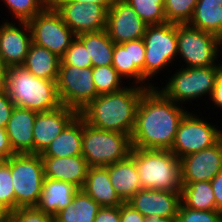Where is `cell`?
I'll return each mask as SVG.
<instances>
[{
    "label": "cell",
    "mask_w": 222,
    "mask_h": 222,
    "mask_svg": "<svg viewBox=\"0 0 222 222\" xmlns=\"http://www.w3.org/2000/svg\"><path fill=\"white\" fill-rule=\"evenodd\" d=\"M57 1H73V2L90 3V4L93 2L99 5H103L108 10L115 0H57Z\"/></svg>",
    "instance_id": "cell-45"
},
{
    "label": "cell",
    "mask_w": 222,
    "mask_h": 222,
    "mask_svg": "<svg viewBox=\"0 0 222 222\" xmlns=\"http://www.w3.org/2000/svg\"><path fill=\"white\" fill-rule=\"evenodd\" d=\"M11 175L15 193V210L36 206L44 183L40 154L25 153L11 156Z\"/></svg>",
    "instance_id": "cell-6"
},
{
    "label": "cell",
    "mask_w": 222,
    "mask_h": 222,
    "mask_svg": "<svg viewBox=\"0 0 222 222\" xmlns=\"http://www.w3.org/2000/svg\"><path fill=\"white\" fill-rule=\"evenodd\" d=\"M7 67L0 60V93L6 91Z\"/></svg>",
    "instance_id": "cell-46"
},
{
    "label": "cell",
    "mask_w": 222,
    "mask_h": 222,
    "mask_svg": "<svg viewBox=\"0 0 222 222\" xmlns=\"http://www.w3.org/2000/svg\"><path fill=\"white\" fill-rule=\"evenodd\" d=\"M4 3L19 22H28L48 6L44 0H4Z\"/></svg>",
    "instance_id": "cell-34"
},
{
    "label": "cell",
    "mask_w": 222,
    "mask_h": 222,
    "mask_svg": "<svg viewBox=\"0 0 222 222\" xmlns=\"http://www.w3.org/2000/svg\"><path fill=\"white\" fill-rule=\"evenodd\" d=\"M60 57L44 47L30 44L25 62L22 65L35 77L57 80L59 76Z\"/></svg>",
    "instance_id": "cell-26"
},
{
    "label": "cell",
    "mask_w": 222,
    "mask_h": 222,
    "mask_svg": "<svg viewBox=\"0 0 222 222\" xmlns=\"http://www.w3.org/2000/svg\"><path fill=\"white\" fill-rule=\"evenodd\" d=\"M188 24L217 36L222 26V0H198Z\"/></svg>",
    "instance_id": "cell-29"
},
{
    "label": "cell",
    "mask_w": 222,
    "mask_h": 222,
    "mask_svg": "<svg viewBox=\"0 0 222 222\" xmlns=\"http://www.w3.org/2000/svg\"><path fill=\"white\" fill-rule=\"evenodd\" d=\"M78 114L76 109L64 105L37 112L33 125V153L41 154Z\"/></svg>",
    "instance_id": "cell-16"
},
{
    "label": "cell",
    "mask_w": 222,
    "mask_h": 222,
    "mask_svg": "<svg viewBox=\"0 0 222 222\" xmlns=\"http://www.w3.org/2000/svg\"><path fill=\"white\" fill-rule=\"evenodd\" d=\"M48 5H53L57 0H44Z\"/></svg>",
    "instance_id": "cell-50"
},
{
    "label": "cell",
    "mask_w": 222,
    "mask_h": 222,
    "mask_svg": "<svg viewBox=\"0 0 222 222\" xmlns=\"http://www.w3.org/2000/svg\"><path fill=\"white\" fill-rule=\"evenodd\" d=\"M76 37L87 49L92 61V67L112 65L115 43L110 39L105 29L82 33Z\"/></svg>",
    "instance_id": "cell-27"
},
{
    "label": "cell",
    "mask_w": 222,
    "mask_h": 222,
    "mask_svg": "<svg viewBox=\"0 0 222 222\" xmlns=\"http://www.w3.org/2000/svg\"><path fill=\"white\" fill-rule=\"evenodd\" d=\"M142 39L145 44L144 77L149 80L178 55L177 24L148 25Z\"/></svg>",
    "instance_id": "cell-9"
},
{
    "label": "cell",
    "mask_w": 222,
    "mask_h": 222,
    "mask_svg": "<svg viewBox=\"0 0 222 222\" xmlns=\"http://www.w3.org/2000/svg\"><path fill=\"white\" fill-rule=\"evenodd\" d=\"M144 222H177V218H163L158 216H151L145 218Z\"/></svg>",
    "instance_id": "cell-47"
},
{
    "label": "cell",
    "mask_w": 222,
    "mask_h": 222,
    "mask_svg": "<svg viewBox=\"0 0 222 222\" xmlns=\"http://www.w3.org/2000/svg\"><path fill=\"white\" fill-rule=\"evenodd\" d=\"M137 15L148 25L167 23L164 12V0H125Z\"/></svg>",
    "instance_id": "cell-31"
},
{
    "label": "cell",
    "mask_w": 222,
    "mask_h": 222,
    "mask_svg": "<svg viewBox=\"0 0 222 222\" xmlns=\"http://www.w3.org/2000/svg\"><path fill=\"white\" fill-rule=\"evenodd\" d=\"M128 203L146 218L151 216L177 218L181 192L141 189Z\"/></svg>",
    "instance_id": "cell-18"
},
{
    "label": "cell",
    "mask_w": 222,
    "mask_h": 222,
    "mask_svg": "<svg viewBox=\"0 0 222 222\" xmlns=\"http://www.w3.org/2000/svg\"><path fill=\"white\" fill-rule=\"evenodd\" d=\"M14 154L5 127L0 126V161H6Z\"/></svg>",
    "instance_id": "cell-42"
},
{
    "label": "cell",
    "mask_w": 222,
    "mask_h": 222,
    "mask_svg": "<svg viewBox=\"0 0 222 222\" xmlns=\"http://www.w3.org/2000/svg\"><path fill=\"white\" fill-rule=\"evenodd\" d=\"M145 44L143 39H136L122 44H115L113 49L112 66L123 78H133L136 84L147 89L154 88L152 84L142 85L147 79L144 77ZM142 82V83H141Z\"/></svg>",
    "instance_id": "cell-19"
},
{
    "label": "cell",
    "mask_w": 222,
    "mask_h": 222,
    "mask_svg": "<svg viewBox=\"0 0 222 222\" xmlns=\"http://www.w3.org/2000/svg\"><path fill=\"white\" fill-rule=\"evenodd\" d=\"M6 92L15 106L37 112L51 111L62 105L57 80L35 77L23 66L7 68Z\"/></svg>",
    "instance_id": "cell-3"
},
{
    "label": "cell",
    "mask_w": 222,
    "mask_h": 222,
    "mask_svg": "<svg viewBox=\"0 0 222 222\" xmlns=\"http://www.w3.org/2000/svg\"><path fill=\"white\" fill-rule=\"evenodd\" d=\"M146 90L140 85L124 86L120 91L98 95L79 111V115L93 127L131 137L137 107Z\"/></svg>",
    "instance_id": "cell-2"
},
{
    "label": "cell",
    "mask_w": 222,
    "mask_h": 222,
    "mask_svg": "<svg viewBox=\"0 0 222 222\" xmlns=\"http://www.w3.org/2000/svg\"><path fill=\"white\" fill-rule=\"evenodd\" d=\"M101 206L82 189L74 195L71 203L54 216L56 222H94Z\"/></svg>",
    "instance_id": "cell-28"
},
{
    "label": "cell",
    "mask_w": 222,
    "mask_h": 222,
    "mask_svg": "<svg viewBox=\"0 0 222 222\" xmlns=\"http://www.w3.org/2000/svg\"><path fill=\"white\" fill-rule=\"evenodd\" d=\"M106 167L110 182L123 202H128L142 189L135 160L131 155Z\"/></svg>",
    "instance_id": "cell-23"
},
{
    "label": "cell",
    "mask_w": 222,
    "mask_h": 222,
    "mask_svg": "<svg viewBox=\"0 0 222 222\" xmlns=\"http://www.w3.org/2000/svg\"><path fill=\"white\" fill-rule=\"evenodd\" d=\"M131 149L129 135L93 127L82 118V156L89 167H106L124 160Z\"/></svg>",
    "instance_id": "cell-5"
},
{
    "label": "cell",
    "mask_w": 222,
    "mask_h": 222,
    "mask_svg": "<svg viewBox=\"0 0 222 222\" xmlns=\"http://www.w3.org/2000/svg\"><path fill=\"white\" fill-rule=\"evenodd\" d=\"M222 212L217 210H193L185 207L182 203L179 206L177 222H221Z\"/></svg>",
    "instance_id": "cell-37"
},
{
    "label": "cell",
    "mask_w": 222,
    "mask_h": 222,
    "mask_svg": "<svg viewBox=\"0 0 222 222\" xmlns=\"http://www.w3.org/2000/svg\"><path fill=\"white\" fill-rule=\"evenodd\" d=\"M92 77L99 95L117 92L124 88L120 86L122 77L112 65L92 67Z\"/></svg>",
    "instance_id": "cell-32"
},
{
    "label": "cell",
    "mask_w": 222,
    "mask_h": 222,
    "mask_svg": "<svg viewBox=\"0 0 222 222\" xmlns=\"http://www.w3.org/2000/svg\"><path fill=\"white\" fill-rule=\"evenodd\" d=\"M78 191L79 188L72 183L45 177L36 207L54 217L71 203Z\"/></svg>",
    "instance_id": "cell-22"
},
{
    "label": "cell",
    "mask_w": 222,
    "mask_h": 222,
    "mask_svg": "<svg viewBox=\"0 0 222 222\" xmlns=\"http://www.w3.org/2000/svg\"><path fill=\"white\" fill-rule=\"evenodd\" d=\"M54 217L36 206L19 207L9 212V222H52Z\"/></svg>",
    "instance_id": "cell-38"
},
{
    "label": "cell",
    "mask_w": 222,
    "mask_h": 222,
    "mask_svg": "<svg viewBox=\"0 0 222 222\" xmlns=\"http://www.w3.org/2000/svg\"><path fill=\"white\" fill-rule=\"evenodd\" d=\"M0 203L9 211L15 210V193L11 175V157L0 163Z\"/></svg>",
    "instance_id": "cell-35"
},
{
    "label": "cell",
    "mask_w": 222,
    "mask_h": 222,
    "mask_svg": "<svg viewBox=\"0 0 222 222\" xmlns=\"http://www.w3.org/2000/svg\"><path fill=\"white\" fill-rule=\"evenodd\" d=\"M60 59V64L74 65L79 68L92 67L90 55L84 44L77 37L73 39L70 47Z\"/></svg>",
    "instance_id": "cell-36"
},
{
    "label": "cell",
    "mask_w": 222,
    "mask_h": 222,
    "mask_svg": "<svg viewBox=\"0 0 222 222\" xmlns=\"http://www.w3.org/2000/svg\"><path fill=\"white\" fill-rule=\"evenodd\" d=\"M221 138L222 131L187 112L179 123L170 151L180 159L213 146Z\"/></svg>",
    "instance_id": "cell-12"
},
{
    "label": "cell",
    "mask_w": 222,
    "mask_h": 222,
    "mask_svg": "<svg viewBox=\"0 0 222 222\" xmlns=\"http://www.w3.org/2000/svg\"><path fill=\"white\" fill-rule=\"evenodd\" d=\"M147 26L125 0H115L107 11L105 30L115 44L142 39Z\"/></svg>",
    "instance_id": "cell-14"
},
{
    "label": "cell",
    "mask_w": 222,
    "mask_h": 222,
    "mask_svg": "<svg viewBox=\"0 0 222 222\" xmlns=\"http://www.w3.org/2000/svg\"><path fill=\"white\" fill-rule=\"evenodd\" d=\"M182 184L211 181L222 170V138L213 146L180 158Z\"/></svg>",
    "instance_id": "cell-15"
},
{
    "label": "cell",
    "mask_w": 222,
    "mask_h": 222,
    "mask_svg": "<svg viewBox=\"0 0 222 222\" xmlns=\"http://www.w3.org/2000/svg\"><path fill=\"white\" fill-rule=\"evenodd\" d=\"M198 0H164V12L169 23L185 24L191 20Z\"/></svg>",
    "instance_id": "cell-33"
},
{
    "label": "cell",
    "mask_w": 222,
    "mask_h": 222,
    "mask_svg": "<svg viewBox=\"0 0 222 222\" xmlns=\"http://www.w3.org/2000/svg\"><path fill=\"white\" fill-rule=\"evenodd\" d=\"M217 38H218V42L222 46V26H221V29H220V33L217 35Z\"/></svg>",
    "instance_id": "cell-49"
},
{
    "label": "cell",
    "mask_w": 222,
    "mask_h": 222,
    "mask_svg": "<svg viewBox=\"0 0 222 222\" xmlns=\"http://www.w3.org/2000/svg\"><path fill=\"white\" fill-rule=\"evenodd\" d=\"M186 111L160 89H147L139 101L131 135L133 148L170 150Z\"/></svg>",
    "instance_id": "cell-1"
},
{
    "label": "cell",
    "mask_w": 222,
    "mask_h": 222,
    "mask_svg": "<svg viewBox=\"0 0 222 222\" xmlns=\"http://www.w3.org/2000/svg\"><path fill=\"white\" fill-rule=\"evenodd\" d=\"M57 92L62 105L82 110L99 94L94 85L92 67L79 68L74 65H59Z\"/></svg>",
    "instance_id": "cell-11"
},
{
    "label": "cell",
    "mask_w": 222,
    "mask_h": 222,
    "mask_svg": "<svg viewBox=\"0 0 222 222\" xmlns=\"http://www.w3.org/2000/svg\"><path fill=\"white\" fill-rule=\"evenodd\" d=\"M222 66L181 68L160 90L168 99L181 103L213 93Z\"/></svg>",
    "instance_id": "cell-7"
},
{
    "label": "cell",
    "mask_w": 222,
    "mask_h": 222,
    "mask_svg": "<svg viewBox=\"0 0 222 222\" xmlns=\"http://www.w3.org/2000/svg\"><path fill=\"white\" fill-rule=\"evenodd\" d=\"M181 203L193 210H217L210 181L182 184Z\"/></svg>",
    "instance_id": "cell-30"
},
{
    "label": "cell",
    "mask_w": 222,
    "mask_h": 222,
    "mask_svg": "<svg viewBox=\"0 0 222 222\" xmlns=\"http://www.w3.org/2000/svg\"><path fill=\"white\" fill-rule=\"evenodd\" d=\"M52 6L76 36L106 28L108 10L103 5L93 2L90 4L73 1H56Z\"/></svg>",
    "instance_id": "cell-13"
},
{
    "label": "cell",
    "mask_w": 222,
    "mask_h": 222,
    "mask_svg": "<svg viewBox=\"0 0 222 222\" xmlns=\"http://www.w3.org/2000/svg\"><path fill=\"white\" fill-rule=\"evenodd\" d=\"M40 155L41 157L82 155V117L78 114Z\"/></svg>",
    "instance_id": "cell-25"
},
{
    "label": "cell",
    "mask_w": 222,
    "mask_h": 222,
    "mask_svg": "<svg viewBox=\"0 0 222 222\" xmlns=\"http://www.w3.org/2000/svg\"><path fill=\"white\" fill-rule=\"evenodd\" d=\"M28 23L32 33V43L48 49L60 58L76 37L52 5H48Z\"/></svg>",
    "instance_id": "cell-10"
},
{
    "label": "cell",
    "mask_w": 222,
    "mask_h": 222,
    "mask_svg": "<svg viewBox=\"0 0 222 222\" xmlns=\"http://www.w3.org/2000/svg\"><path fill=\"white\" fill-rule=\"evenodd\" d=\"M211 101L216 107L222 108V70L219 77L216 79Z\"/></svg>",
    "instance_id": "cell-44"
},
{
    "label": "cell",
    "mask_w": 222,
    "mask_h": 222,
    "mask_svg": "<svg viewBox=\"0 0 222 222\" xmlns=\"http://www.w3.org/2000/svg\"><path fill=\"white\" fill-rule=\"evenodd\" d=\"M94 222H120V206L101 207Z\"/></svg>",
    "instance_id": "cell-41"
},
{
    "label": "cell",
    "mask_w": 222,
    "mask_h": 222,
    "mask_svg": "<svg viewBox=\"0 0 222 222\" xmlns=\"http://www.w3.org/2000/svg\"><path fill=\"white\" fill-rule=\"evenodd\" d=\"M177 45L178 56L181 55L187 63L185 68L222 66L215 63L220 43L212 33L199 30L188 23L177 24Z\"/></svg>",
    "instance_id": "cell-8"
},
{
    "label": "cell",
    "mask_w": 222,
    "mask_h": 222,
    "mask_svg": "<svg viewBox=\"0 0 222 222\" xmlns=\"http://www.w3.org/2000/svg\"><path fill=\"white\" fill-rule=\"evenodd\" d=\"M214 196L217 211L222 212V170L210 181Z\"/></svg>",
    "instance_id": "cell-43"
},
{
    "label": "cell",
    "mask_w": 222,
    "mask_h": 222,
    "mask_svg": "<svg viewBox=\"0 0 222 222\" xmlns=\"http://www.w3.org/2000/svg\"><path fill=\"white\" fill-rule=\"evenodd\" d=\"M37 111L15 106L5 127L15 154L33 153V125Z\"/></svg>",
    "instance_id": "cell-21"
},
{
    "label": "cell",
    "mask_w": 222,
    "mask_h": 222,
    "mask_svg": "<svg viewBox=\"0 0 222 222\" xmlns=\"http://www.w3.org/2000/svg\"><path fill=\"white\" fill-rule=\"evenodd\" d=\"M20 25L23 30L8 21L0 26V60L7 68L22 66L32 43L29 23L20 21Z\"/></svg>",
    "instance_id": "cell-17"
},
{
    "label": "cell",
    "mask_w": 222,
    "mask_h": 222,
    "mask_svg": "<svg viewBox=\"0 0 222 222\" xmlns=\"http://www.w3.org/2000/svg\"><path fill=\"white\" fill-rule=\"evenodd\" d=\"M142 189L181 192V163L170 150L131 149Z\"/></svg>",
    "instance_id": "cell-4"
},
{
    "label": "cell",
    "mask_w": 222,
    "mask_h": 222,
    "mask_svg": "<svg viewBox=\"0 0 222 222\" xmlns=\"http://www.w3.org/2000/svg\"><path fill=\"white\" fill-rule=\"evenodd\" d=\"M9 212L10 211L0 203V222H8Z\"/></svg>",
    "instance_id": "cell-48"
},
{
    "label": "cell",
    "mask_w": 222,
    "mask_h": 222,
    "mask_svg": "<svg viewBox=\"0 0 222 222\" xmlns=\"http://www.w3.org/2000/svg\"><path fill=\"white\" fill-rule=\"evenodd\" d=\"M15 108L14 103L8 97L7 92L0 93V126L6 127Z\"/></svg>",
    "instance_id": "cell-39"
},
{
    "label": "cell",
    "mask_w": 222,
    "mask_h": 222,
    "mask_svg": "<svg viewBox=\"0 0 222 222\" xmlns=\"http://www.w3.org/2000/svg\"><path fill=\"white\" fill-rule=\"evenodd\" d=\"M82 190L101 207H116L123 203L110 182L107 167H89Z\"/></svg>",
    "instance_id": "cell-24"
},
{
    "label": "cell",
    "mask_w": 222,
    "mask_h": 222,
    "mask_svg": "<svg viewBox=\"0 0 222 222\" xmlns=\"http://www.w3.org/2000/svg\"><path fill=\"white\" fill-rule=\"evenodd\" d=\"M46 178L61 180L82 189L89 166L82 155L67 157H41Z\"/></svg>",
    "instance_id": "cell-20"
},
{
    "label": "cell",
    "mask_w": 222,
    "mask_h": 222,
    "mask_svg": "<svg viewBox=\"0 0 222 222\" xmlns=\"http://www.w3.org/2000/svg\"><path fill=\"white\" fill-rule=\"evenodd\" d=\"M145 218L128 202L120 205V222H144Z\"/></svg>",
    "instance_id": "cell-40"
}]
</instances>
